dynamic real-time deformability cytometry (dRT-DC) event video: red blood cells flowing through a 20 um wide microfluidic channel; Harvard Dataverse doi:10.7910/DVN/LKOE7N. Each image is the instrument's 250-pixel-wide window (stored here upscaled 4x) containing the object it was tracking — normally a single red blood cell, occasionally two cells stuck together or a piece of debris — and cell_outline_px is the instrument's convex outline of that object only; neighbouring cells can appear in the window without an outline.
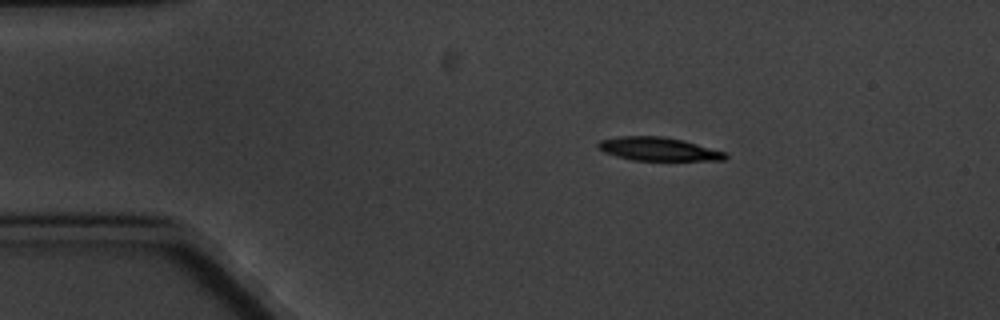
{"species": "common noctule bat (a hibernating species)", "species_latin": "Nyctalus noctula", "temperature_condition": "cold", "stored_images_in_passage": 9, "camera_frame_rate_fps": 3000, "um_per_image_px": 0.085, "animal": {"sex": "male", "body_mass_g": 20.1, "forearm_length_mm": 53.5}, "frame": {"image": 1, "passage_image": 2, "time_ms": 1.333, "image_size_px": [1000, 320], "cell_outline_px": [[728, 156], [724, 160], [632, 160], [616, 156], [604, 152], [596, 144], [600, 140], [620, 136], [664, 136], [684, 140], [728, 152]], "centroid_in_image_um": [56.0, 12.66], "position_along_channel_um": 29.0, "area_um2": 17.46}}
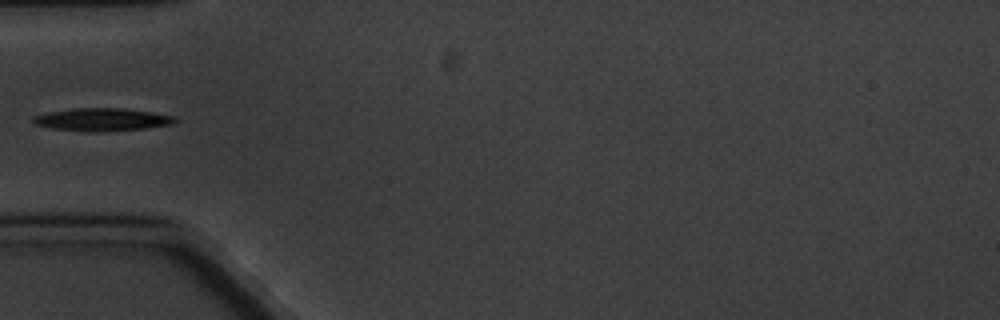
{"frame": {"image": 2, "passage_image": 4, "time_ms": 4.333, "image_size_px": [1000, 320], "cell_outline_px": [[180, 120], [176, 124], [144, 128], [96, 132], [92, 132], [52, 128], [36, 124], [32, 120], [32, 116], [48, 112], [72, 108], [124, 108], [152, 112], [176, 116]], "centroid_in_image_um": [8.74, 10.15], "position_along_channel_um": 76.3, "area_um2": 18.96}}
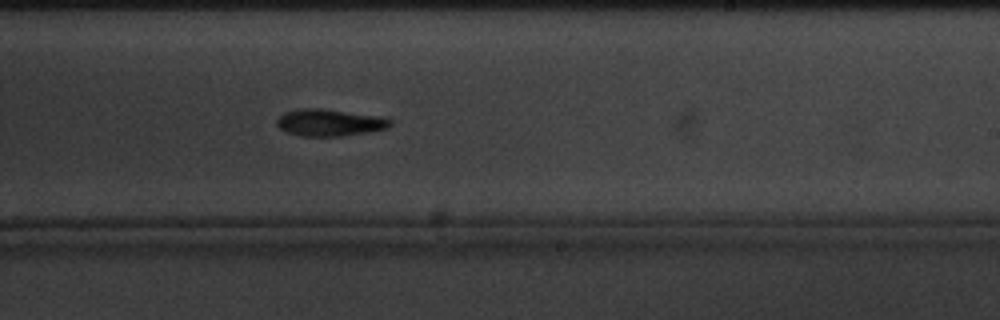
{"frame": {"image": 3, "passage_image": 9, "time_ms": 10.0, "image_size_px": [1000, 320], "cell_outline_px": [[392, 124], [388, 128], [368, 132], [340, 136], [300, 136], [288, 132], [280, 128], [276, 124], [276, 120], [284, 112], [296, 108], [320, 108], [380, 116], [392, 120]], "centroid_in_image_um": [28.0, 10.41], "position_along_channel_um": 261.0, "area_um2": 17.86}}